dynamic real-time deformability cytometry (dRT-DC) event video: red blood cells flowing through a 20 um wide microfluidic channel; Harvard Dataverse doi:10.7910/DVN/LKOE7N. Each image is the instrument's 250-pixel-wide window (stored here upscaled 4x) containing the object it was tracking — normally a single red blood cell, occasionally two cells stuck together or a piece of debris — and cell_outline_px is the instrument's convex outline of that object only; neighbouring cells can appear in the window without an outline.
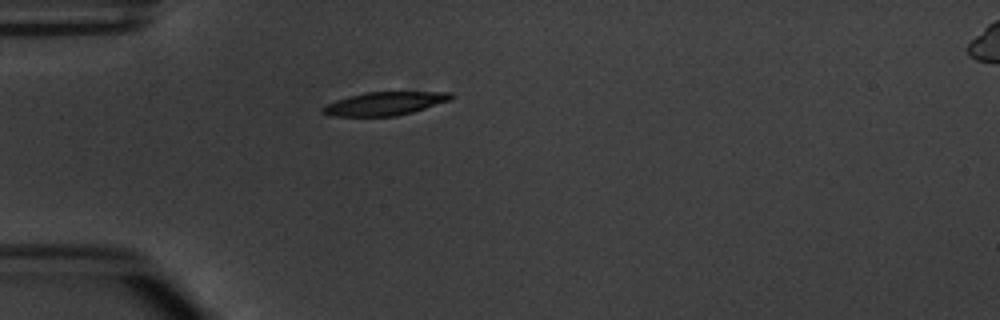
{"species": "common noctule bat (a hibernating species)", "species_latin": "Nyctalus noctula", "temperature_condition": "warm", "stored_images_in_passage": 1, "camera_frame_rate_fps": 3000, "um_per_image_px": 0.085, "animal": {"sex": "male", "body_mass_g": 20.1, "forearm_length_mm": 53.5}, "frame": {"image": 1, "passage_image": 1, "time_ms": 0.0, "image_size_px": [1000, 320], "cell_outline_px": [[452, 96], [448, 100], [412, 112], [396, 116], [332, 116], [320, 112], [320, 108], [336, 100], [348, 96], [368, 92], [452, 92]], "centroid_in_image_um": [32.63, 8.81], "position_along_channel_um": 52.4, "area_um2": 17.17}}